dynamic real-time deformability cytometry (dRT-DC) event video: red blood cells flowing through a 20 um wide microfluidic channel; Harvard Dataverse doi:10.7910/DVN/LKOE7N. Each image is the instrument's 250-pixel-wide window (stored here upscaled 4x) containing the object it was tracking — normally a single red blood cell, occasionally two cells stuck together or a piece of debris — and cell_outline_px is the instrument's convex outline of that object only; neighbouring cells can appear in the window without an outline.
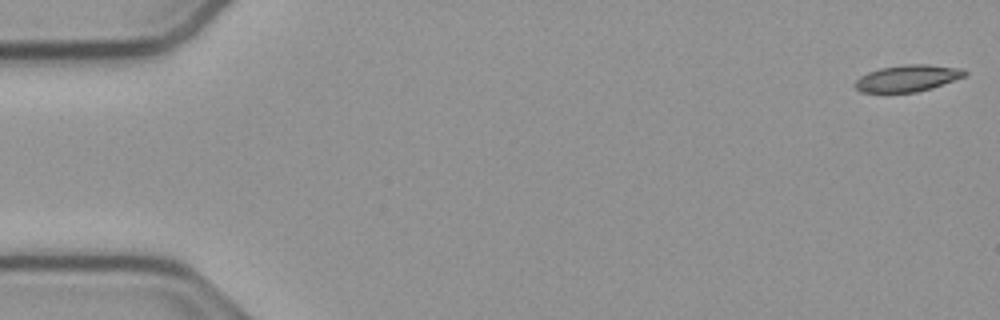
{"species": "common noctule bat (a hibernating species)", "species_latin": "Nyctalus noctula", "temperature_condition": "cold", "stored_images_in_passage": 24, "camera_frame_rate_fps": 3000, "um_per_image_px": 0.085, "animal": {"sex": "male", "body_mass_g": 23.1, "forearm_length_mm": 52.7}, "frame": {"image": 1, "passage_image": 1, "time_ms": 0.0, "image_size_px": [1000, 320], "cell_outline_px": [[968, 72], [964, 76], [932, 88], [916, 92], [860, 92], [852, 84], [860, 76], [868, 72], [880, 68], [904, 64], [928, 64], [964, 68]], "centroid_in_image_um": [77.13, 6.64], "position_along_channel_um": 7.9, "area_um2": 17.11}}
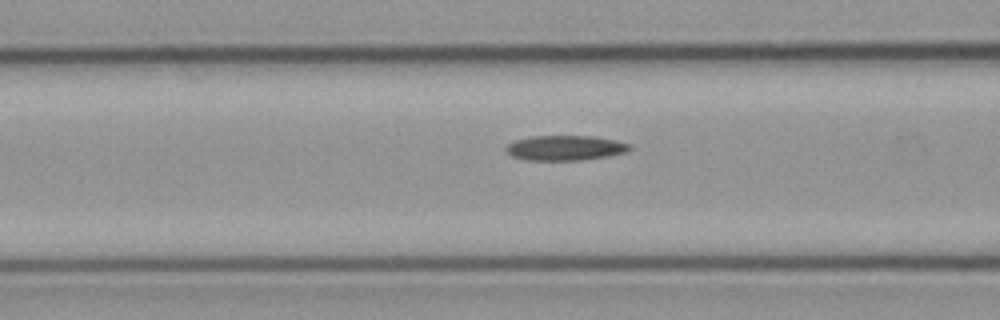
{"frame": {"image": 2, "passage_image": 21, "time_ms": 6.667, "image_size_px": [1000, 320], "cell_outline_px": [[632, 148], [628, 152], [608, 156], [584, 160], [524, 160], [512, 156], [504, 148], [508, 144], [516, 140], [532, 136], [592, 136], [616, 140], [632, 144]], "centroid_in_image_um": [48.09, 12.57], "position_along_channel_um": 118.5, "area_um2": 18.15}}
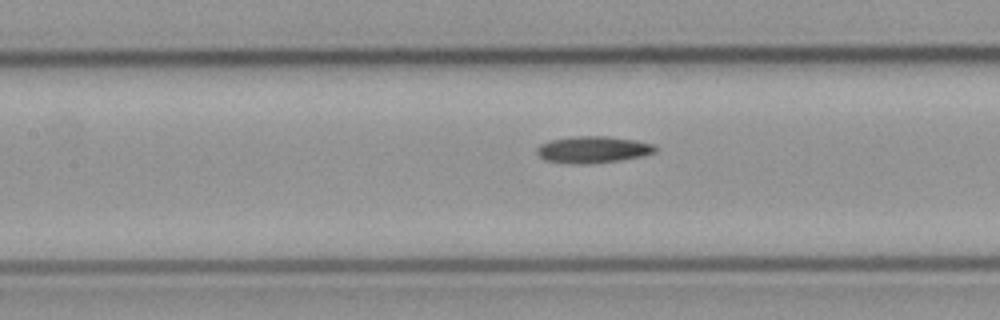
{"frame": {"image": 3, "passage_image": 24, "time_ms": 7.667, "image_size_px": [1000, 320], "cell_outline_px": [[656, 152], [644, 156], [620, 160], [592, 164], [572, 164], [544, 160], [536, 152], [536, 148], [540, 144], [552, 140], [576, 136], [608, 136], [636, 140], [652, 144], [656, 148]], "centroid_in_image_um": [50.4, 12.72], "position_along_channel_um": 157.0, "area_um2": 18.55}}